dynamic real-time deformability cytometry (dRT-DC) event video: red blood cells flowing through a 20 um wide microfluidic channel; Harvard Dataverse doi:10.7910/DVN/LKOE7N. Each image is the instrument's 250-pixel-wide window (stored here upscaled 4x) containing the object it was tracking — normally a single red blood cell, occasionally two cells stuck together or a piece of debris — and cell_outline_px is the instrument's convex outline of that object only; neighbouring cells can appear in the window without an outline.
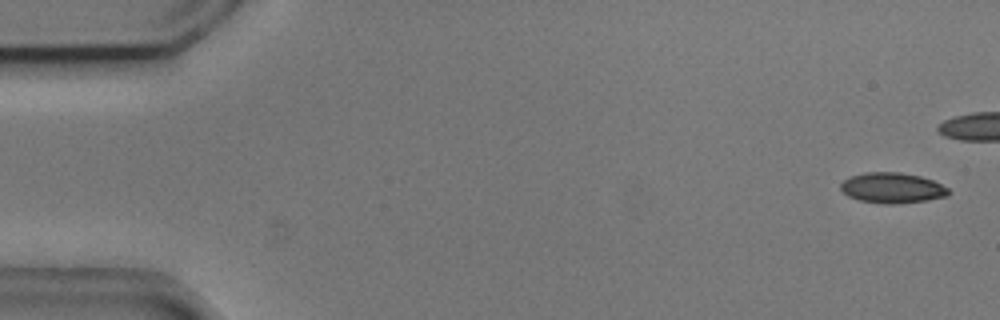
{"species": "common noctule bat (a hibernating species)", "species_latin": "Nyctalus noctula", "temperature_condition": "cold", "stored_images_in_passage": 43, "camera_frame_rate_fps": 3000, "um_per_image_px": 0.085, "animal": {"sex": "male", "body_mass_g": 20.5, "forearm_length_mm": 52.5}, "frame": {"image": 1, "passage_image": 2, "time_ms": 0.333, "image_size_px": [1000, 320], "cell_outline_px": [[952, 192], [948, 196], [928, 200], [900, 204], [884, 204], [860, 200], [848, 196], [840, 188], [840, 184], [848, 176], [864, 172], [900, 172], [920, 176], [932, 180], [948, 188]], "centroid_in_image_um": [75.85, 15.97], "position_along_channel_um": 9.2, "area_um2": 19.36}}
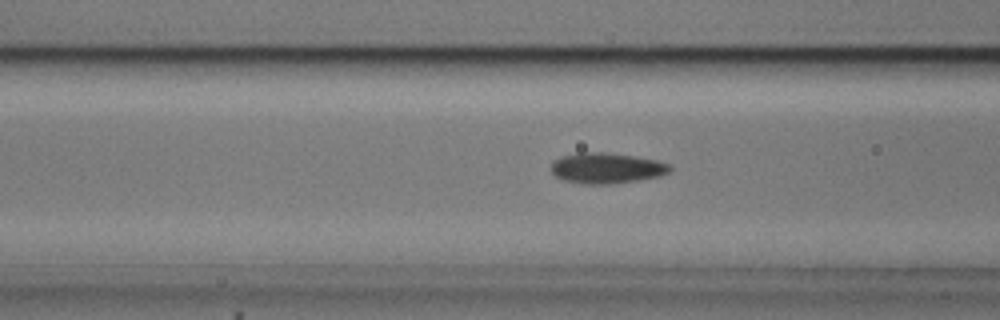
{"frame": {"image": 2, "passage_image": 21, "time_ms": 6.667, "image_size_px": [1000, 320], "cell_outline_px": [[672, 168], [668, 172], [660, 176], [640, 180], [608, 184], [584, 184], [564, 180], [556, 176], [552, 172], [552, 160], [564, 156], [580, 152], [604, 152], [632, 156], [656, 160], [672, 164]], "centroid_in_image_um": [51.58, 14.29], "position_along_channel_um": 115.0, "area_um2": 21.15}}
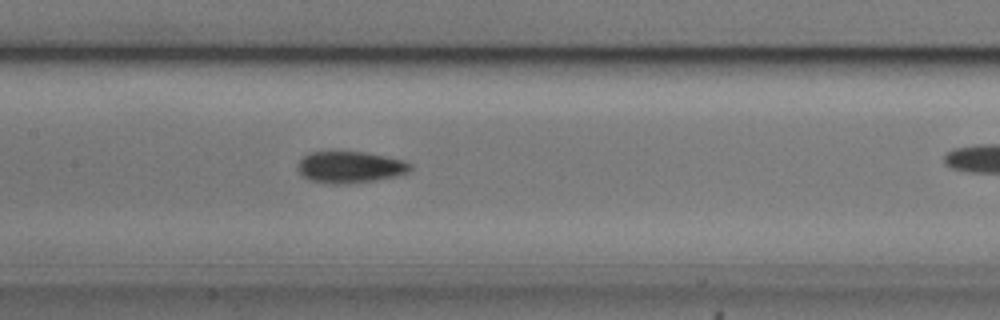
{"frame": {"image": 3, "passage_image": 26, "time_ms": 8.333, "image_size_px": [1000, 320], "cell_outline_px": [[412, 168], [408, 172], [396, 176], [376, 180], [348, 184], [332, 184], [308, 180], [296, 168], [300, 160], [308, 152], [364, 152], [404, 160], [412, 164]], "centroid_in_image_um": [29.76, 14.21], "position_along_channel_um": 177.6, "area_um2": 20.75}}